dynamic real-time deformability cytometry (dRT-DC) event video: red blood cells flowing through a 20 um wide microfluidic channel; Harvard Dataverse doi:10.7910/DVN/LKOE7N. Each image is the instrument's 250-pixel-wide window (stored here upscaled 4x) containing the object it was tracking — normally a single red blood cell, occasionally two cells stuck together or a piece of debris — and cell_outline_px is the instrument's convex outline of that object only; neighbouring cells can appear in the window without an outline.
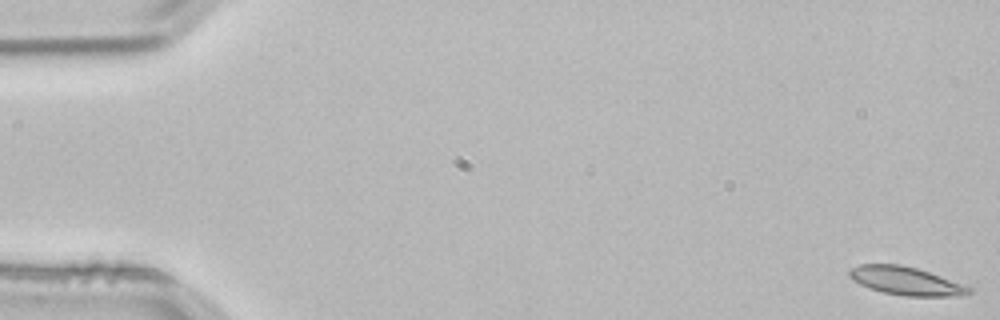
{"species": "common noctule bat (a hibernating species)", "species_latin": "Nyctalus noctula", "temperature_condition": "room temperature", "stored_images_in_passage": 53, "camera_frame_rate_fps": 3000, "um_per_image_px": 0.085, "animal": {"sex": "male", "body_mass_g": 21.5, "forearm_length_mm": 52.0}, "frame": {"image": 1, "passage_image": 1, "time_ms": 0.0, "image_size_px": [1000, 320], "cell_outline_px": [[972, 292], [964, 296], [904, 296], [884, 292], [868, 288], [852, 280], [848, 276], [848, 272], [852, 268], [860, 264], [900, 264], [916, 268], [940, 276], [972, 288]], "centroid_in_image_um": [76.98, 23.88], "position_along_channel_um": 8.0, "area_um2": 19.59}}
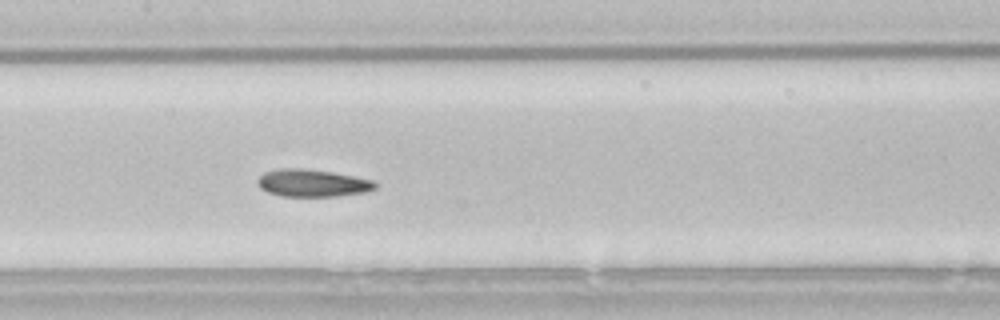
{"frame": {"image": 2, "passage_image": 26, "time_ms": 8.333, "image_size_px": [1000, 320], "cell_outline_px": [[376, 188], [368, 192], [336, 196], [280, 196], [268, 192], [260, 188], [256, 184], [256, 180], [264, 172], [280, 168], [300, 168], [332, 172], [356, 176], [372, 180], [376, 184]], "centroid_in_image_um": [26.54, 15.56], "position_along_channel_um": 180.9, "area_um2": 18.9}}
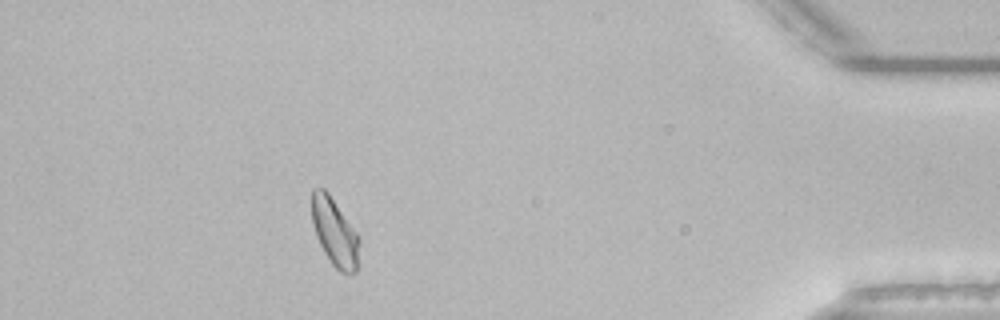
{"frame": {"image": 3, "passage_image": 48, "time_ms": 15.667, "image_size_px": [1000, 320], "cell_outline_px": [[360, 240], [356, 272], [352, 276], [348, 276], [340, 272], [332, 264], [324, 252], [316, 236], [312, 224], [312, 188], [324, 188], [328, 192], [356, 232]], "centroid_in_image_um": [28.45, 19.78], "position_along_channel_um": 406.7, "area_um2": 18.79}, "authors_computed_cell_mechanics": {"area_um2": 19.1318, "velocity_mm_per_s": 3.8071, "shape_relaxation_time_tau1_ms": 7.5007, "shape_relaxation_time_tau2_ms": 4.1555, "deformation_change_tau1": 0.1379, "deformation_change_tau2": 0.1018}}